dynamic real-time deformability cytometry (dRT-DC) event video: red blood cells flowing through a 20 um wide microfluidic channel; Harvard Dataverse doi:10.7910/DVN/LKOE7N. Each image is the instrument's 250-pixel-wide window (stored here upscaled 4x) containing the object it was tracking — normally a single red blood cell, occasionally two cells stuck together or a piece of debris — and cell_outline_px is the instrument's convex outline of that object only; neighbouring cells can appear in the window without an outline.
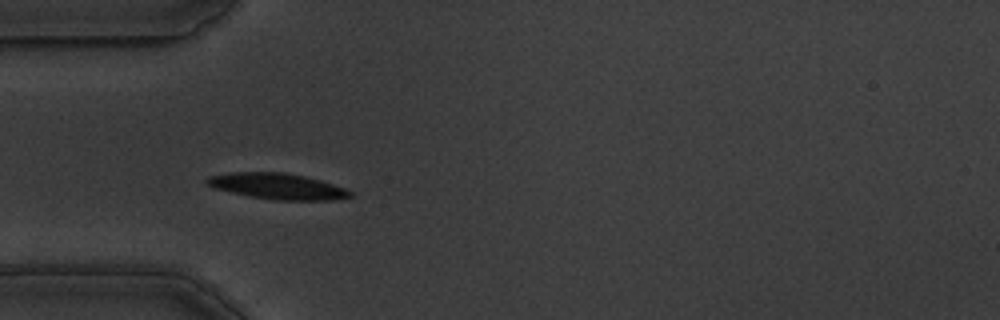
{"species": "common noctule bat (a hibernating species)", "species_latin": "Nyctalus noctula", "temperature_condition": "warm", "stored_images_in_passage": 42, "camera_frame_rate_fps": 3000, "um_per_image_px": 0.085, "animal": {"sex": "male", "body_mass_g": 19.5, "forearm_length_mm": 54.6}, "frame": {"image": 1, "passage_image": 2, "time_ms": 0.333, "image_size_px": [1000, 320], "cell_outline_px": [[352, 196], [332, 200], [272, 200], [248, 196], [212, 188], [204, 180], [208, 176], [232, 172], [284, 172], [304, 176], [320, 180], [344, 188], [352, 192]], "centroid_in_image_um": [23.53, 15.83], "position_along_channel_um": 61.5, "area_um2": 21.68}}
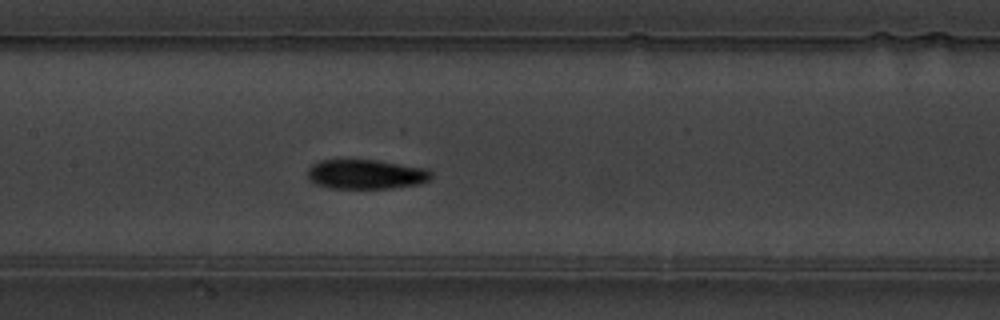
{"frame": {"image": 2, "passage_image": 12, "time_ms": 3.667, "image_size_px": [1000, 320], "cell_outline_px": [[432, 180], [420, 184], [392, 188], [328, 188], [316, 184], [308, 180], [308, 168], [312, 164], [320, 160], [376, 160], [428, 168], [432, 172]], "centroid_in_image_um": [31.14, 14.81], "position_along_channel_um": 176.3, "area_um2": 21.56}}
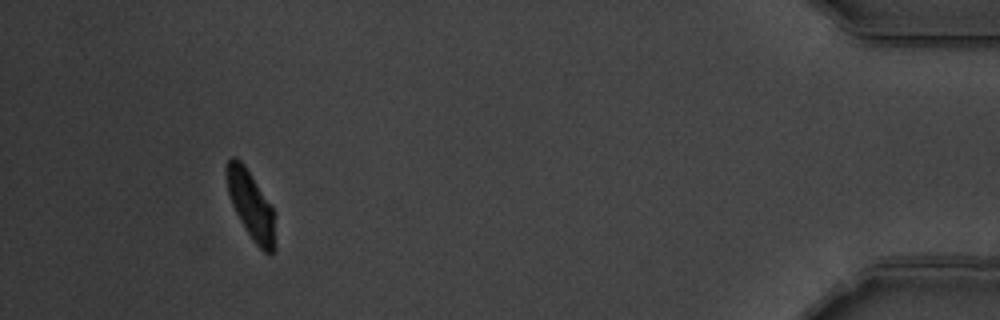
{"frame": {"image": 3, "passage_image": 38, "time_ms": 12.333, "image_size_px": [1000, 320], "cell_outline_px": [[276, 248], [272, 252], [264, 252], [252, 240], [240, 220], [232, 204], [228, 192], [228, 160], [232, 156], [236, 156], [244, 164], [272, 208], [276, 244]], "centroid_in_image_um": [21.34, 17.48], "position_along_channel_um": 413.9, "area_um2": 18.55}, "authors_computed_cell_mechanics": {"area_um2": 20.9525, "velocity_mm_per_s": 3.4942, "shape_relaxation_time_tau1_ms": 3.9647, "shape_relaxation_time_tau2_ms": 2.9933, "deformation_change_tau1": 0.1618, "deformation_change_tau2": 0.0668}}